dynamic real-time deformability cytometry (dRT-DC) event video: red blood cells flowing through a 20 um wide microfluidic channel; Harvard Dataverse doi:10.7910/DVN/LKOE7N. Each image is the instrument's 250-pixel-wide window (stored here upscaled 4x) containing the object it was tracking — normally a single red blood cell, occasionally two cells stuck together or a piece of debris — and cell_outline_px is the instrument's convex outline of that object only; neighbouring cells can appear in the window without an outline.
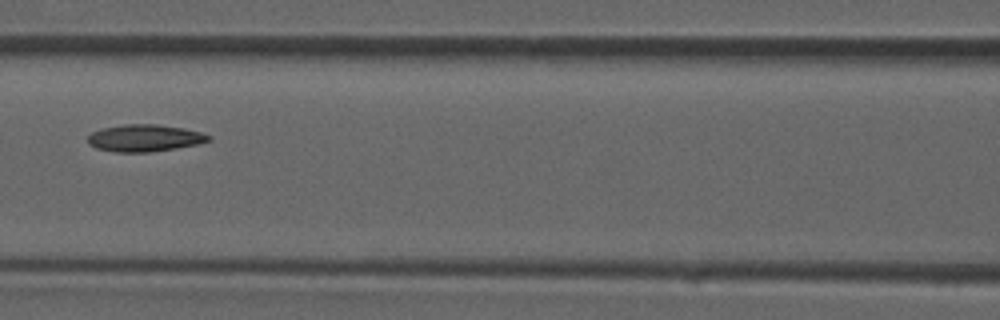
{"species": "common noctule bat (a hibernating species)", "species_latin": "Nyctalus noctula", "temperature_condition": "room temperature", "stored_images_in_passage": 40, "camera_frame_rate_fps": 3000, "um_per_image_px": 0.085, "animal": {"sex": "male", "forearm_length_mm": 52.5}, "frame": {"image": 1, "passage_image": 18, "time_ms": 5.667, "image_size_px": [1000, 320], "cell_outline_px": [[212, 140], [200, 144], [152, 152], [116, 152], [96, 148], [88, 144], [88, 136], [92, 132], [104, 128], [124, 124], [156, 124], [184, 128], [200, 132], [212, 136]], "centroid_in_image_um": [12.33, 11.74], "position_along_channel_um": 154.3, "area_um2": 19.13}}